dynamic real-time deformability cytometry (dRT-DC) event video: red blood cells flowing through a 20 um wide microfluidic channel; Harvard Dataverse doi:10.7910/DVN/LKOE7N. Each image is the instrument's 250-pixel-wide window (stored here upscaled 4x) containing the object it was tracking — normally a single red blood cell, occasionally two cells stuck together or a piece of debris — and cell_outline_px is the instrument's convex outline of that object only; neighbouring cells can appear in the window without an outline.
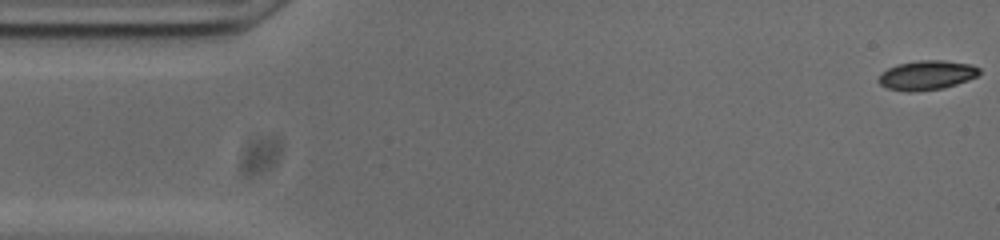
{"species": "common noctule bat (a hibernating species)", "species_latin": "Nyctalus noctula", "temperature_condition": "cold", "stored_images_in_passage": 54, "camera_frame_rate_fps": 3000, "um_per_image_px": 0.085, "animal": {"sex": "male", "body_mass_g": 20.0, "forearm_length_mm": 53.3}, "frame": {"image": 1, "passage_image": 1, "time_ms": 0.0, "image_size_px": [1000, 240], "cell_outline_px": [[980, 72], [976, 76], [968, 80], [944, 88], [912, 92], [908, 92], [888, 88], [880, 84], [876, 80], [880, 72], [896, 64], [916, 60], [944, 60], [972, 64], [980, 68]], "centroid_in_image_um": [78.74, 6.38], "position_along_channel_um": 6.3, "area_um2": 17.51}}
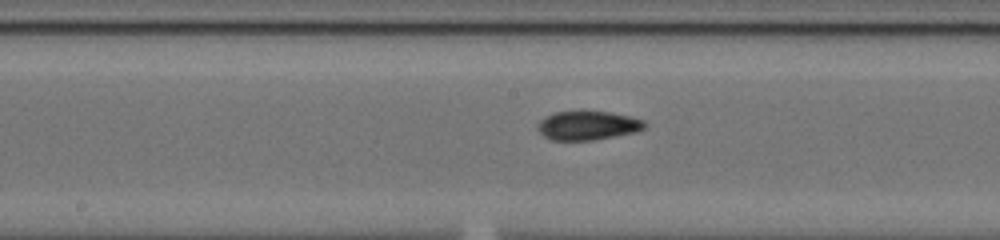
{"frame": {"image": 2, "passage_image": 26, "time_ms": 8.333, "image_size_px": [1000, 240], "cell_outline_px": [[648, 124], [644, 128], [636, 132], [592, 140], [552, 140], [544, 136], [536, 128], [536, 124], [544, 116], [552, 112], [612, 112], [632, 116], [644, 120]], "centroid_in_image_um": [49.96, 10.66], "position_along_channel_um": 198.2, "area_um2": 18.15}}
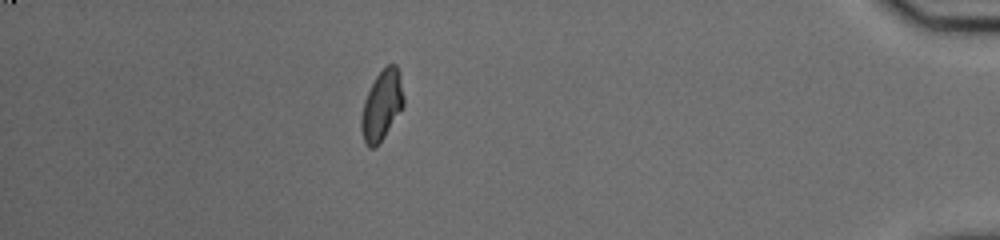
{"frame": {"image": 3, "passage_image": 47, "time_ms": 15.333, "image_size_px": [1000, 240], "cell_outline_px": [[404, 104], [384, 136], [372, 148], [368, 148], [364, 144], [360, 128], [360, 120], [364, 100], [376, 76], [388, 64], [396, 64], [400, 76], [404, 96]], "centroid_in_image_um": [32.43, 8.96], "position_along_channel_um": 402.8, "area_um2": 16.99}, "authors_computed_cell_mechanics": {"area_um2": 17.5134, "velocity_mm_per_s": 3.7386, "shape_relaxation_time_tau1_ms": 5.7906, "shape_relaxation_time_tau2_ms": 1.9833, "deformation_change_tau1": 0.1605, "deformation_change_tau2": 0.0692}}